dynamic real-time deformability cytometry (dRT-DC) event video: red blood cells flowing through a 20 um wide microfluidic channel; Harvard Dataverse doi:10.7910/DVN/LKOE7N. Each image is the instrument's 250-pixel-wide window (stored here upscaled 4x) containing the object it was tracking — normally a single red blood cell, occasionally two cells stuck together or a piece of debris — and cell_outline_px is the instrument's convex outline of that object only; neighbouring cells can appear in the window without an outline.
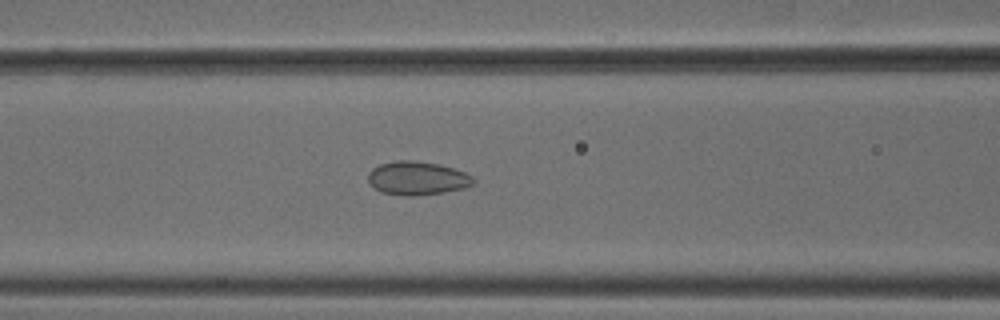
{"species": "common noctule bat (a hibernating species)", "species_latin": "Nyctalus noctula", "temperature_condition": "cold", "stored_images_in_passage": 45, "camera_frame_rate_fps": 3000, "um_per_image_px": 0.085, "animal": {"sex": "male", "body_mass_g": 18.8}, "frame": {"image": 1, "passage_image": 14, "time_ms": 4.333, "image_size_px": [1000, 320], "cell_outline_px": [[476, 180], [472, 184], [464, 188], [444, 192], [412, 196], [404, 196], [380, 192], [368, 180], [368, 172], [372, 168], [380, 164], [396, 160], [416, 160], [440, 164], [464, 172], [472, 176]], "centroid_in_image_um": [35.46, 15.14], "position_along_channel_um": 131.1, "area_um2": 20.63}}
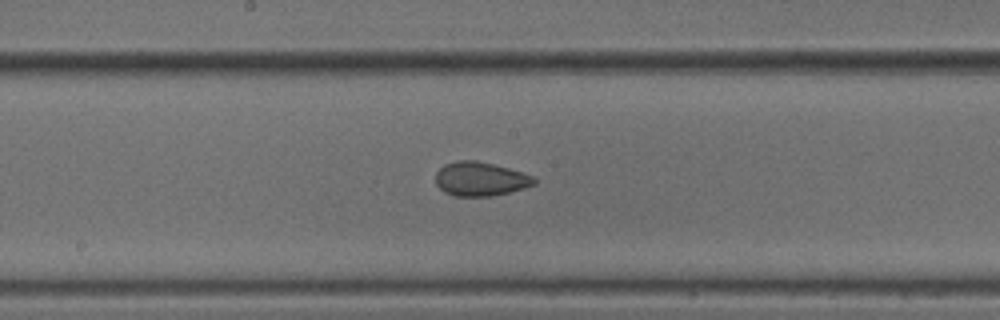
{"frame": {"image": 2, "passage_image": 20, "time_ms": 6.333, "image_size_px": [1000, 320], "cell_outline_px": [[536, 184], [524, 188], [492, 196], [452, 196], [444, 192], [436, 184], [436, 172], [444, 164], [456, 160], [476, 160], [508, 168], [532, 176], [536, 180]], "centroid_in_image_um": [40.79, 15.21], "position_along_channel_um": 207.4, "area_um2": 19.48}}
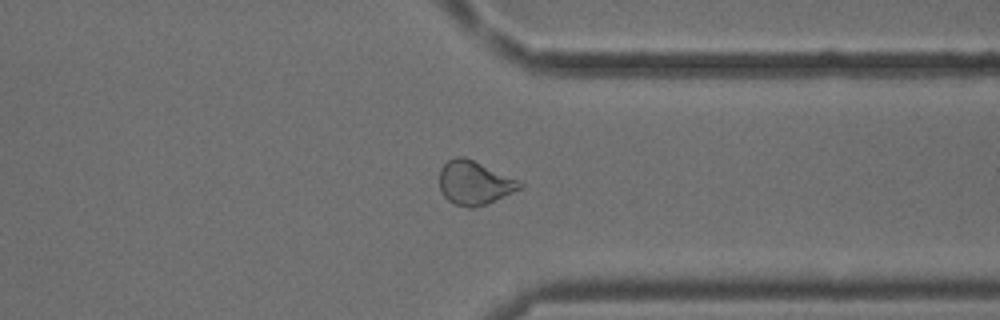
{"frame": {"image": 3, "passage_image": 33, "time_ms": 10.667, "image_size_px": [1000, 320], "cell_outline_px": [[524, 184], [520, 188], [512, 192], [484, 204], [472, 208], [468, 208], [452, 204], [440, 192], [440, 168], [448, 160], [456, 156], [464, 156], [520, 180]], "centroid_in_image_um": [40.29, 15.53], "position_along_channel_um": 371.1, "area_um2": 20.4}, "authors_computed_cell_mechanics": {"area_um2": 20.6346, "velocity_mm_per_s": 3.802, "shape_relaxation_time_tau1_ms": null, "shape_relaxation_time_tau2_ms": 1.9315, "deformation_change_tau1": null, "deformation_change_tau2": 0.0555}}